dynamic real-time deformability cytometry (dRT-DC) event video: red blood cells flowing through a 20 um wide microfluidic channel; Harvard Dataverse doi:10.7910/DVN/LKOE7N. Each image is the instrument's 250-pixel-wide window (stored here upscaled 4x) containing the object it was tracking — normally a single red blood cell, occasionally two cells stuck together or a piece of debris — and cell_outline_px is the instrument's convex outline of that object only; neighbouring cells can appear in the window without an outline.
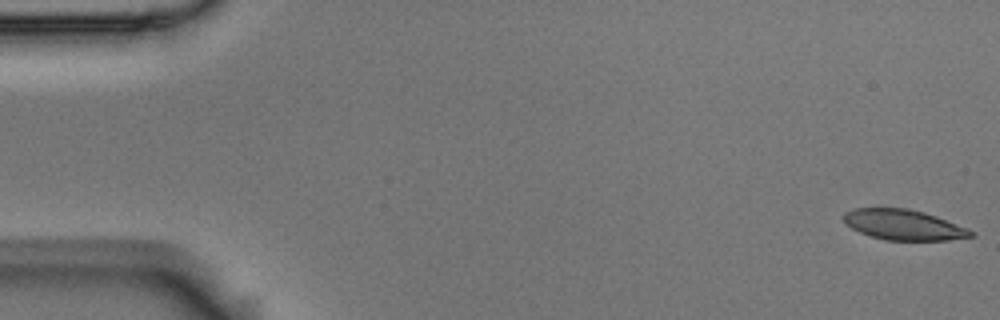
{"species": "Egyptian fruit bat (a non-hibernating species)", "species_latin": "Rousettus aegyptiacus", "temperature_condition": "room temperature", "stored_images_in_passage": 57, "camera_frame_rate_fps": 3000, "um_per_image_px": 0.085, "animal": {"sex": "male"}, "frame": {"image": 1, "passage_image": 1, "time_ms": 0.0, "image_size_px": [1000, 320], "cell_outline_px": [[976, 236], [948, 240], [888, 240], [872, 236], [860, 232], [852, 228], [840, 216], [844, 212], [852, 208], [908, 208], [924, 212], [936, 216], [968, 228], [976, 232]], "centroid_in_image_um": [76.83, 19.1], "position_along_channel_um": 8.2, "area_um2": 22.6}}
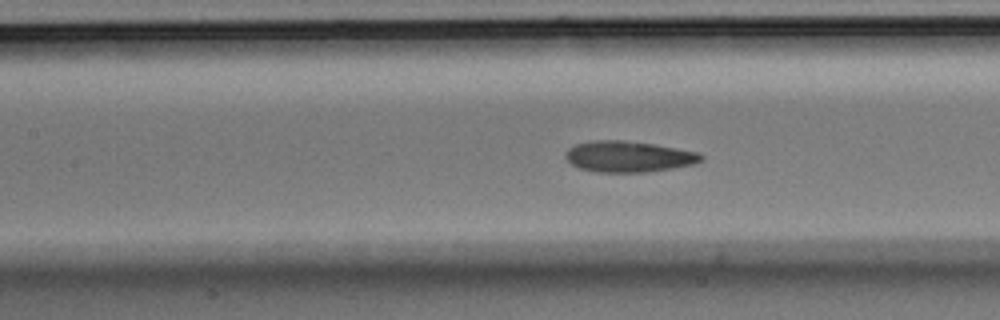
{"frame": {"image": 2, "passage_image": 25, "time_ms": 8.0, "image_size_px": [1000, 320], "cell_outline_px": [[704, 160], [692, 164], [672, 168], [644, 172], [596, 172], [580, 168], [572, 164], [564, 156], [568, 148], [576, 144], [592, 140], [624, 140], [652, 144], [700, 152], [704, 156]], "centroid_in_image_um": [53.43, 13.3], "position_along_channel_um": 154.0, "area_um2": 24.45}}
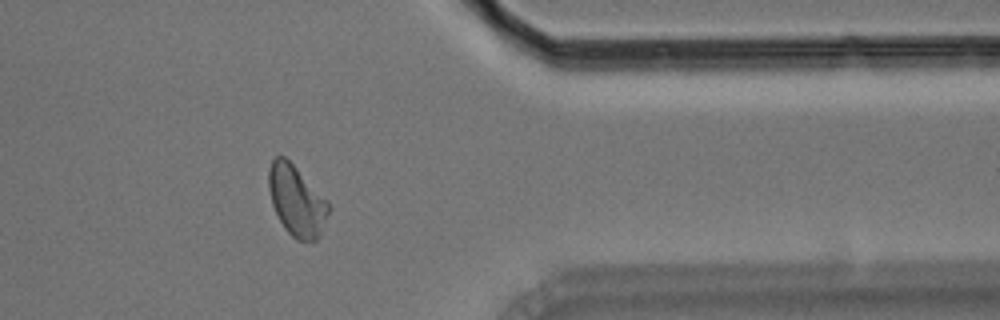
{"frame": {"image": 3, "passage_image": 46, "time_ms": 15.0, "image_size_px": [1000, 320], "cell_outline_px": [[328, 212], [320, 232], [316, 240], [296, 240], [284, 228], [272, 204], [268, 188], [268, 168], [272, 160], [276, 156], [284, 156], [328, 200]], "centroid_in_image_um": [25.17, 17.04], "position_along_channel_um": 386.2, "area_um2": 24.1}, "authors_computed_cell_mechanics": {"area_um2": 24.1026, "velocity_mm_per_s": 3.5296, "shape_relaxation_time_tau1_ms": 8.1338, "shape_relaxation_time_tau2_ms": 3.1993, "deformation_change_tau1": 0.1853, "deformation_change_tau2": 0.0834}}